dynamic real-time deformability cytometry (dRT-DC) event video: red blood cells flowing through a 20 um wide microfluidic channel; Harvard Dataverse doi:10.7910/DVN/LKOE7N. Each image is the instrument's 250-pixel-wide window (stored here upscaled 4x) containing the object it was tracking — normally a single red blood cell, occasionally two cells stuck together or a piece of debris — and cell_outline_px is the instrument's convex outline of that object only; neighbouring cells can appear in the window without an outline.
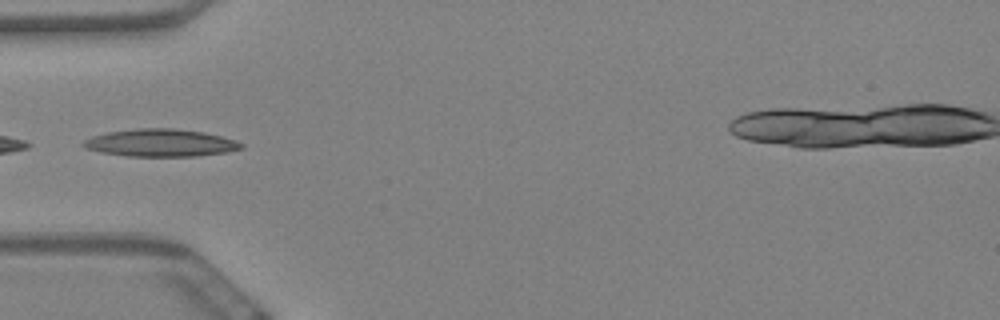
{"species": "Egyptian fruit bat (a non-hibernating species)", "species_latin": "Rousettus aegyptiacus", "temperature_condition": "warm", "stored_images_in_passage": 24, "camera_frame_rate_fps": 3000, "um_per_image_px": 0.085, "animal": {"sex": "female"}, "frame": {"image": 1, "passage_image": 1, "time_ms": 0.0, "image_size_px": [1000, 320], "cell_outline_px": [[244, 148], [228, 152], [196, 156], [128, 156], [100, 152], [84, 148], [80, 144], [84, 140], [92, 136], [108, 132], [136, 128], [176, 128], [204, 132], [236, 140], [244, 144]], "centroid_in_image_um": [13.65, 12.14], "position_along_channel_um": 71.3, "area_um2": 25.49}}
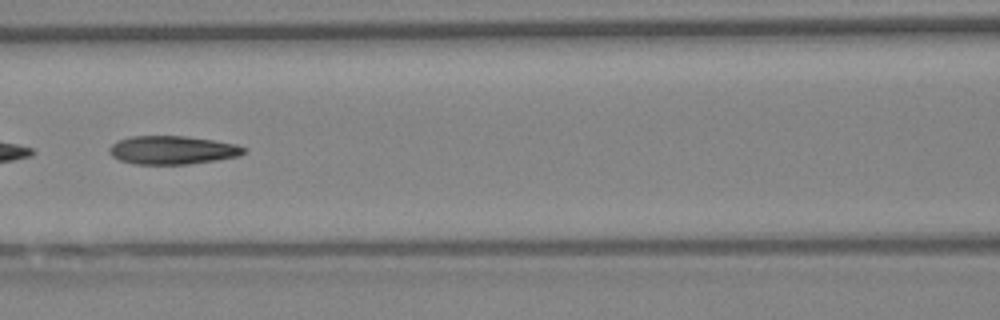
{"frame": {"image": 2, "passage_image": 8, "time_ms": 2.333, "image_size_px": [1000, 320], "cell_outline_px": [[248, 148], [240, 156], [216, 160], [188, 164], [132, 164], [120, 160], [112, 156], [108, 152], [108, 148], [116, 140], [128, 136], [184, 136], [212, 140], [236, 144]], "centroid_in_image_um": [14.62, 12.75], "position_along_channel_um": 152.0, "area_um2": 22.43}}
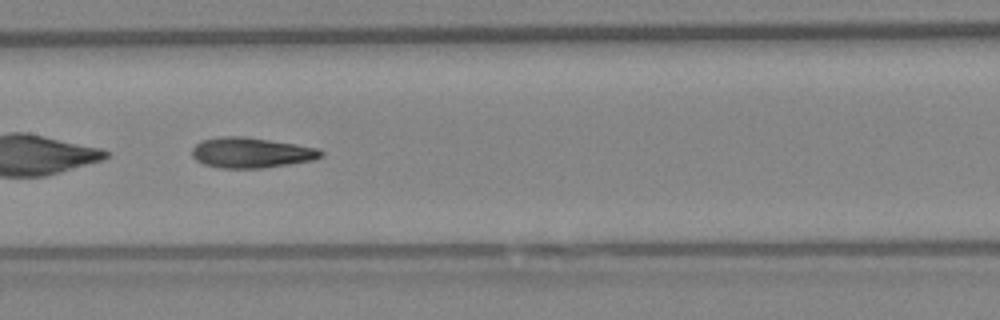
{"frame": {"image": 3, "passage_image": 11, "time_ms": 3.333, "image_size_px": [1000, 320], "cell_outline_px": [[324, 156], [312, 160], [264, 168], [220, 168], [204, 164], [196, 160], [192, 156], [192, 148], [200, 140], [220, 136], [244, 136], [296, 144], [320, 148], [324, 152]], "centroid_in_image_um": [21.35, 12.97], "position_along_channel_um": 186.0, "area_um2": 23.0}}